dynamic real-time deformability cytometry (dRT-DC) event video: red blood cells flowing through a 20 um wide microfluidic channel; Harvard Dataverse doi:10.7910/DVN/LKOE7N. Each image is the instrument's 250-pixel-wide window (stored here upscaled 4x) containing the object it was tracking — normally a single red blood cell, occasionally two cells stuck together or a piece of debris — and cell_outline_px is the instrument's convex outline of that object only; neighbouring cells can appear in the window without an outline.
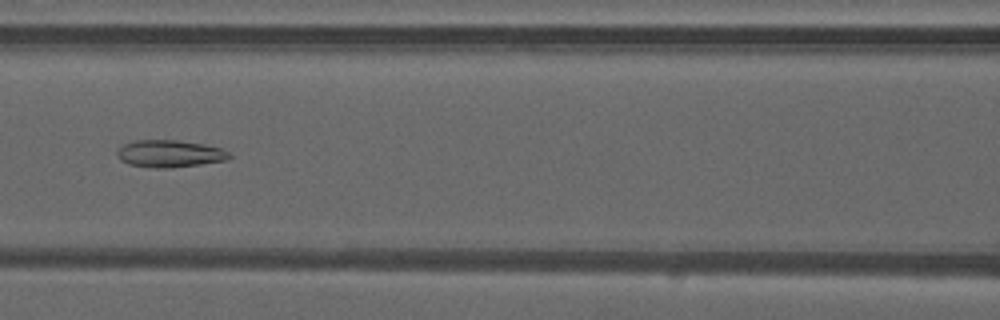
{"species": "common noctule bat (a hibernating species)", "species_latin": "Nyctalus noctula", "temperature_condition": "warm", "stored_images_in_passage": 47, "camera_frame_rate_fps": 3000, "um_per_image_px": 0.085, "animal": {"sex": "male", "forearm_length_mm": 52.5}, "frame": {"image": 1, "passage_image": 20, "time_ms": 6.333, "image_size_px": [1000, 320], "cell_outline_px": [[232, 156], [228, 160], [200, 164], [168, 168], [156, 168], [128, 164], [120, 160], [116, 156], [116, 152], [124, 144], [136, 140], [176, 140], [204, 144], [220, 148], [228, 152]], "centroid_in_image_um": [14.41, 13.06], "position_along_channel_um": 152.2, "area_um2": 17.74}}
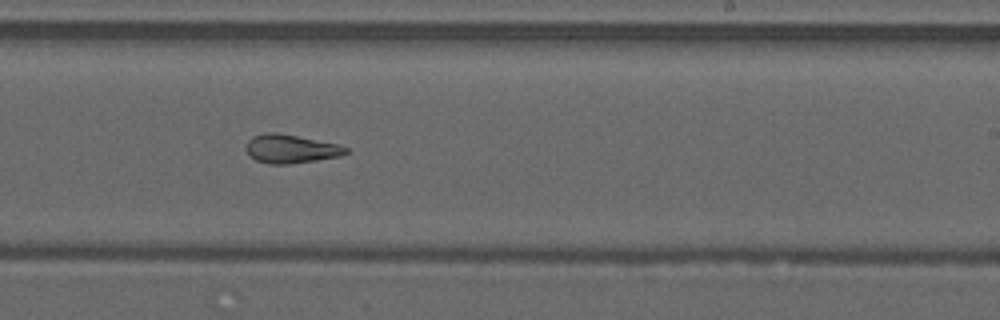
{"frame": {"image": 2, "passage_image": 28, "time_ms": 9.0, "image_size_px": [1000, 320], "cell_outline_px": [[348, 152], [340, 156], [316, 160], [288, 164], [272, 164], [256, 160], [248, 152], [248, 140], [252, 136], [264, 132], [276, 132], [340, 144], [348, 148]], "centroid_in_image_um": [24.75, 12.64], "position_along_channel_um": 264.2, "area_um2": 16.47}}
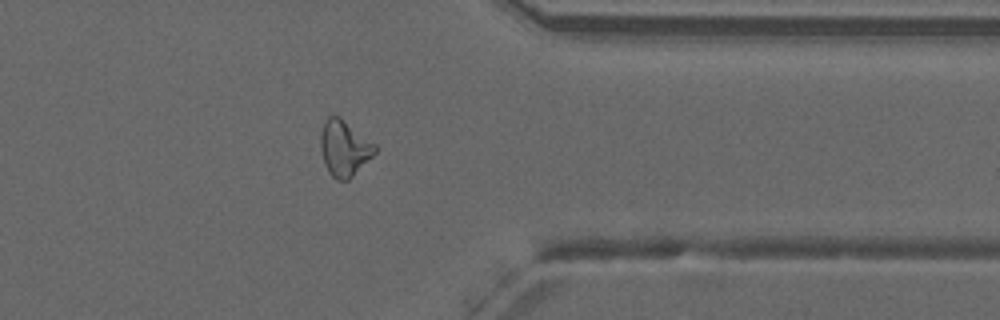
{"frame": {"image": 3, "passage_image": 37, "time_ms": 12.0, "image_size_px": [1000, 320], "cell_outline_px": [[376, 152], [348, 180], [336, 180], [328, 172], [324, 164], [320, 148], [320, 132], [328, 116], [340, 116], [376, 144]], "centroid_in_image_um": [29.25, 12.59], "position_along_channel_um": 382.2, "area_um2": 17.69}, "authors_computed_cell_mechanics": {"area_um2": 18.3804, "velocity_mm_per_s": 4.2358, "shape_relaxation_time_tau1_ms": null, "shape_relaxation_time_tau2_ms": 3.0031, "deformation_change_tau1": null, "deformation_change_tau2": 0.1155}}